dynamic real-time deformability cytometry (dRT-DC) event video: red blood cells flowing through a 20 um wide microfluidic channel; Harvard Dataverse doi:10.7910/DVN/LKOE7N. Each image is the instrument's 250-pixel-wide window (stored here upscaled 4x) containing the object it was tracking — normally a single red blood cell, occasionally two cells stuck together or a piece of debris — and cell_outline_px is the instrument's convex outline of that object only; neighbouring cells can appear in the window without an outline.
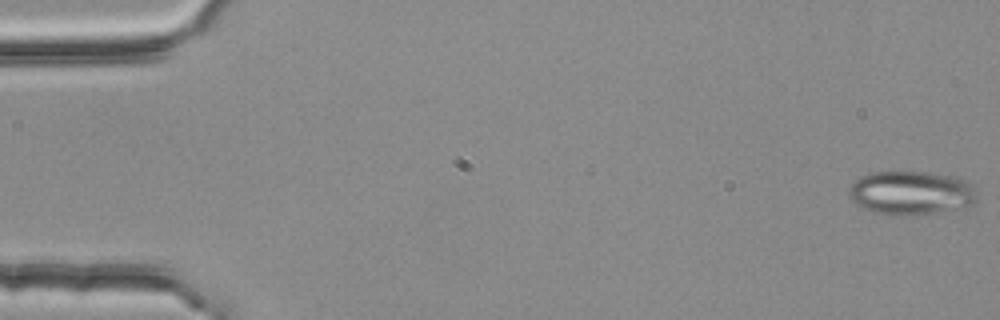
{"species": "common noctule bat (a hibernating species)", "species_latin": "Nyctalus noctula", "temperature_condition": "room temperature", "stored_images_in_passage": 4, "camera_frame_rate_fps": 3000, "um_per_image_px": 0.085, "animal": {"sex": "female", "body_mass_g": 25.1}, "frame": {"image": 1, "passage_image": 1, "time_ms": 0.0, "image_size_px": [1000, 320], "cell_outline_px": [[976, 200], [972, 204], [932, 212], [908, 216], [888, 216], [872, 212], [860, 208], [848, 196], [848, 188], [860, 176], [872, 172], [928, 172], [952, 176], [972, 180], [976, 196]], "centroid_in_image_um": [77.39, 16.39], "position_along_channel_um": 7.6, "area_um2": 32.95}}
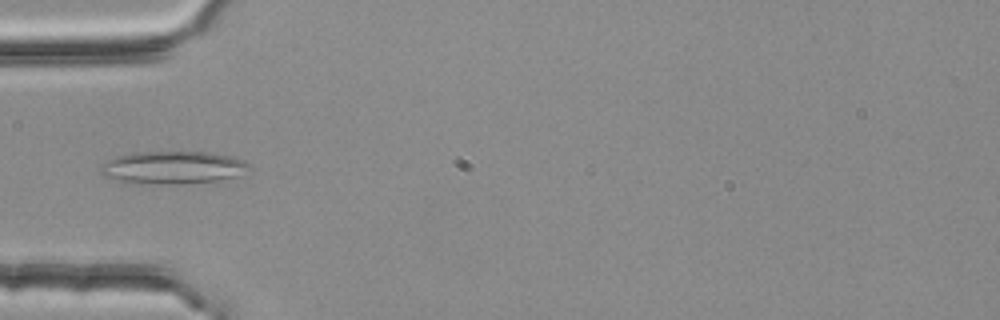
{"frame": {"image": 2, "passage_image": 4, "time_ms": 1.0, "image_size_px": [1000, 320], "cell_outline_px": [[252, 168], [232, 176], [220, 180], [184, 184], [124, 184], [104, 176], [100, 172], [100, 164], [116, 156], [136, 152], [208, 152], [228, 156], [240, 160], [248, 164]], "centroid_in_image_um": [14.56, 14.26], "position_along_channel_um": 70.4, "area_um2": 28.5}}